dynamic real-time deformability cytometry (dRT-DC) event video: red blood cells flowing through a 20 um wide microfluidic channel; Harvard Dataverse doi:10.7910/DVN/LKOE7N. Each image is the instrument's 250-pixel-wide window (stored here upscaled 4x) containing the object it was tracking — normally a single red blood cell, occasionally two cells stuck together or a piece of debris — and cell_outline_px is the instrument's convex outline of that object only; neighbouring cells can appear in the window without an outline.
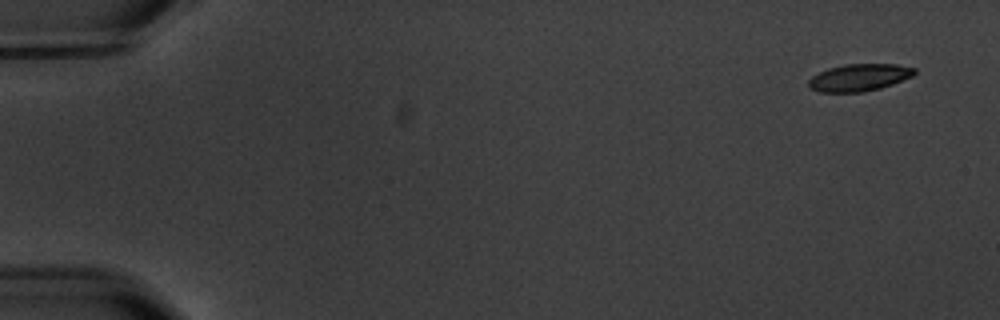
{"species": "common noctule bat (a hibernating species)", "species_latin": "Nyctalus noctula", "temperature_condition": "warm", "stored_images_in_passage": 4, "camera_frame_rate_fps": 3000, "um_per_image_px": 0.085, "animal": {"sex": "male", "body_mass_g": 20.1, "forearm_length_mm": 53.5}, "frame": {"image": 1, "passage_image": 1, "time_ms": 0.0, "image_size_px": [1000, 320], "cell_outline_px": [[916, 72], [912, 76], [892, 84], [880, 88], [864, 92], [820, 92], [812, 88], [808, 84], [808, 80], [812, 76], [828, 68], [844, 64], [896, 64], [916, 68]], "centroid_in_image_um": [73.04, 6.58], "position_along_channel_um": 12.0, "area_um2": 16.7}}